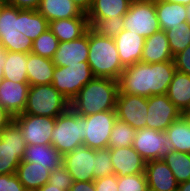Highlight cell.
Listing matches in <instances>:
<instances>
[{
  "instance_id": "obj_1",
  "label": "cell",
  "mask_w": 190,
  "mask_h": 191,
  "mask_svg": "<svg viewBox=\"0 0 190 191\" xmlns=\"http://www.w3.org/2000/svg\"><path fill=\"white\" fill-rule=\"evenodd\" d=\"M176 72L173 60L160 63L138 62L124 67L118 79L119 92L150 97L167 93Z\"/></svg>"
},
{
  "instance_id": "obj_2",
  "label": "cell",
  "mask_w": 190,
  "mask_h": 191,
  "mask_svg": "<svg viewBox=\"0 0 190 191\" xmlns=\"http://www.w3.org/2000/svg\"><path fill=\"white\" fill-rule=\"evenodd\" d=\"M118 80L94 77L70 101V107L81 116L115 110Z\"/></svg>"
},
{
  "instance_id": "obj_3",
  "label": "cell",
  "mask_w": 190,
  "mask_h": 191,
  "mask_svg": "<svg viewBox=\"0 0 190 191\" xmlns=\"http://www.w3.org/2000/svg\"><path fill=\"white\" fill-rule=\"evenodd\" d=\"M87 62L95 77L118 80L124 70L114 39L99 36L90 28Z\"/></svg>"
},
{
  "instance_id": "obj_4",
  "label": "cell",
  "mask_w": 190,
  "mask_h": 191,
  "mask_svg": "<svg viewBox=\"0 0 190 191\" xmlns=\"http://www.w3.org/2000/svg\"><path fill=\"white\" fill-rule=\"evenodd\" d=\"M85 117L77 114L71 107L56 117L51 135V145L61 154L84 146Z\"/></svg>"
},
{
  "instance_id": "obj_5",
  "label": "cell",
  "mask_w": 190,
  "mask_h": 191,
  "mask_svg": "<svg viewBox=\"0 0 190 191\" xmlns=\"http://www.w3.org/2000/svg\"><path fill=\"white\" fill-rule=\"evenodd\" d=\"M70 107V101L52 84L30 86L27 104L22 114L57 117Z\"/></svg>"
},
{
  "instance_id": "obj_6",
  "label": "cell",
  "mask_w": 190,
  "mask_h": 191,
  "mask_svg": "<svg viewBox=\"0 0 190 191\" xmlns=\"http://www.w3.org/2000/svg\"><path fill=\"white\" fill-rule=\"evenodd\" d=\"M123 19L124 29L144 38L160 30L155 0H132Z\"/></svg>"
},
{
  "instance_id": "obj_7",
  "label": "cell",
  "mask_w": 190,
  "mask_h": 191,
  "mask_svg": "<svg viewBox=\"0 0 190 191\" xmlns=\"http://www.w3.org/2000/svg\"><path fill=\"white\" fill-rule=\"evenodd\" d=\"M95 76L87 61L79 62L66 67H55L52 86L71 101L84 85Z\"/></svg>"
},
{
  "instance_id": "obj_8",
  "label": "cell",
  "mask_w": 190,
  "mask_h": 191,
  "mask_svg": "<svg viewBox=\"0 0 190 191\" xmlns=\"http://www.w3.org/2000/svg\"><path fill=\"white\" fill-rule=\"evenodd\" d=\"M25 149L20 128L12 121L0 132V174H15Z\"/></svg>"
},
{
  "instance_id": "obj_9",
  "label": "cell",
  "mask_w": 190,
  "mask_h": 191,
  "mask_svg": "<svg viewBox=\"0 0 190 191\" xmlns=\"http://www.w3.org/2000/svg\"><path fill=\"white\" fill-rule=\"evenodd\" d=\"M84 117V146L95 150L107 149L111 131L117 120L116 110H107Z\"/></svg>"
},
{
  "instance_id": "obj_10",
  "label": "cell",
  "mask_w": 190,
  "mask_h": 191,
  "mask_svg": "<svg viewBox=\"0 0 190 191\" xmlns=\"http://www.w3.org/2000/svg\"><path fill=\"white\" fill-rule=\"evenodd\" d=\"M13 122L20 128L26 145L51 144L56 117L19 114Z\"/></svg>"
},
{
  "instance_id": "obj_11",
  "label": "cell",
  "mask_w": 190,
  "mask_h": 191,
  "mask_svg": "<svg viewBox=\"0 0 190 191\" xmlns=\"http://www.w3.org/2000/svg\"><path fill=\"white\" fill-rule=\"evenodd\" d=\"M132 146L146 162L163 159L172 151L165 131L147 127L136 131Z\"/></svg>"
},
{
  "instance_id": "obj_12",
  "label": "cell",
  "mask_w": 190,
  "mask_h": 191,
  "mask_svg": "<svg viewBox=\"0 0 190 191\" xmlns=\"http://www.w3.org/2000/svg\"><path fill=\"white\" fill-rule=\"evenodd\" d=\"M147 109L146 97L118 92L115 108L117 119L126 122L135 130L146 127Z\"/></svg>"
},
{
  "instance_id": "obj_13",
  "label": "cell",
  "mask_w": 190,
  "mask_h": 191,
  "mask_svg": "<svg viewBox=\"0 0 190 191\" xmlns=\"http://www.w3.org/2000/svg\"><path fill=\"white\" fill-rule=\"evenodd\" d=\"M148 99L146 127L166 131L181 117V111L169 100L166 94L152 95Z\"/></svg>"
},
{
  "instance_id": "obj_14",
  "label": "cell",
  "mask_w": 190,
  "mask_h": 191,
  "mask_svg": "<svg viewBox=\"0 0 190 191\" xmlns=\"http://www.w3.org/2000/svg\"><path fill=\"white\" fill-rule=\"evenodd\" d=\"M62 164L73 181H94L95 149L81 146L63 155Z\"/></svg>"
},
{
  "instance_id": "obj_15",
  "label": "cell",
  "mask_w": 190,
  "mask_h": 191,
  "mask_svg": "<svg viewBox=\"0 0 190 191\" xmlns=\"http://www.w3.org/2000/svg\"><path fill=\"white\" fill-rule=\"evenodd\" d=\"M89 29L80 38L72 41L59 42L53 63L57 67H66L79 62L88 61Z\"/></svg>"
},
{
  "instance_id": "obj_16",
  "label": "cell",
  "mask_w": 190,
  "mask_h": 191,
  "mask_svg": "<svg viewBox=\"0 0 190 191\" xmlns=\"http://www.w3.org/2000/svg\"><path fill=\"white\" fill-rule=\"evenodd\" d=\"M29 83L3 79L0 83V105L13 117L22 114L27 104Z\"/></svg>"
},
{
  "instance_id": "obj_17",
  "label": "cell",
  "mask_w": 190,
  "mask_h": 191,
  "mask_svg": "<svg viewBox=\"0 0 190 191\" xmlns=\"http://www.w3.org/2000/svg\"><path fill=\"white\" fill-rule=\"evenodd\" d=\"M110 153L114 174L117 177L145 173L146 161L133 146L110 148Z\"/></svg>"
},
{
  "instance_id": "obj_18",
  "label": "cell",
  "mask_w": 190,
  "mask_h": 191,
  "mask_svg": "<svg viewBox=\"0 0 190 191\" xmlns=\"http://www.w3.org/2000/svg\"><path fill=\"white\" fill-rule=\"evenodd\" d=\"M149 191H177L179 183L172 170L162 160H150L145 165Z\"/></svg>"
},
{
  "instance_id": "obj_19",
  "label": "cell",
  "mask_w": 190,
  "mask_h": 191,
  "mask_svg": "<svg viewBox=\"0 0 190 191\" xmlns=\"http://www.w3.org/2000/svg\"><path fill=\"white\" fill-rule=\"evenodd\" d=\"M114 41L123 67L141 62L142 51L145 44L144 37L123 29L114 38Z\"/></svg>"
},
{
  "instance_id": "obj_20",
  "label": "cell",
  "mask_w": 190,
  "mask_h": 191,
  "mask_svg": "<svg viewBox=\"0 0 190 191\" xmlns=\"http://www.w3.org/2000/svg\"><path fill=\"white\" fill-rule=\"evenodd\" d=\"M49 29L59 42L76 40L89 29L88 18L83 12L79 17L54 20L49 22Z\"/></svg>"
},
{
  "instance_id": "obj_21",
  "label": "cell",
  "mask_w": 190,
  "mask_h": 191,
  "mask_svg": "<svg viewBox=\"0 0 190 191\" xmlns=\"http://www.w3.org/2000/svg\"><path fill=\"white\" fill-rule=\"evenodd\" d=\"M169 60H173V55L165 31L160 29L145 38L141 62L153 64Z\"/></svg>"
},
{
  "instance_id": "obj_22",
  "label": "cell",
  "mask_w": 190,
  "mask_h": 191,
  "mask_svg": "<svg viewBox=\"0 0 190 191\" xmlns=\"http://www.w3.org/2000/svg\"><path fill=\"white\" fill-rule=\"evenodd\" d=\"M55 67L52 59L28 53L26 68L29 85L52 84Z\"/></svg>"
},
{
  "instance_id": "obj_23",
  "label": "cell",
  "mask_w": 190,
  "mask_h": 191,
  "mask_svg": "<svg viewBox=\"0 0 190 191\" xmlns=\"http://www.w3.org/2000/svg\"><path fill=\"white\" fill-rule=\"evenodd\" d=\"M50 172L47 166L21 161L15 174L27 191H34L48 182Z\"/></svg>"
},
{
  "instance_id": "obj_24",
  "label": "cell",
  "mask_w": 190,
  "mask_h": 191,
  "mask_svg": "<svg viewBox=\"0 0 190 191\" xmlns=\"http://www.w3.org/2000/svg\"><path fill=\"white\" fill-rule=\"evenodd\" d=\"M61 155L51 144L26 145L22 161L36 162L40 166H47L50 171L62 164Z\"/></svg>"
},
{
  "instance_id": "obj_25",
  "label": "cell",
  "mask_w": 190,
  "mask_h": 191,
  "mask_svg": "<svg viewBox=\"0 0 190 191\" xmlns=\"http://www.w3.org/2000/svg\"><path fill=\"white\" fill-rule=\"evenodd\" d=\"M48 22L79 17L83 11L71 0H41L37 8Z\"/></svg>"
},
{
  "instance_id": "obj_26",
  "label": "cell",
  "mask_w": 190,
  "mask_h": 191,
  "mask_svg": "<svg viewBox=\"0 0 190 191\" xmlns=\"http://www.w3.org/2000/svg\"><path fill=\"white\" fill-rule=\"evenodd\" d=\"M49 29V22L37 10L18 9V31L35 40Z\"/></svg>"
},
{
  "instance_id": "obj_27",
  "label": "cell",
  "mask_w": 190,
  "mask_h": 191,
  "mask_svg": "<svg viewBox=\"0 0 190 191\" xmlns=\"http://www.w3.org/2000/svg\"><path fill=\"white\" fill-rule=\"evenodd\" d=\"M155 8L160 29L163 31H167L187 20L186 5L155 1Z\"/></svg>"
},
{
  "instance_id": "obj_28",
  "label": "cell",
  "mask_w": 190,
  "mask_h": 191,
  "mask_svg": "<svg viewBox=\"0 0 190 191\" xmlns=\"http://www.w3.org/2000/svg\"><path fill=\"white\" fill-rule=\"evenodd\" d=\"M132 0H93L86 13L88 19H107L124 16Z\"/></svg>"
},
{
  "instance_id": "obj_29",
  "label": "cell",
  "mask_w": 190,
  "mask_h": 191,
  "mask_svg": "<svg viewBox=\"0 0 190 191\" xmlns=\"http://www.w3.org/2000/svg\"><path fill=\"white\" fill-rule=\"evenodd\" d=\"M166 95L181 112L190 108V76L176 71Z\"/></svg>"
},
{
  "instance_id": "obj_30",
  "label": "cell",
  "mask_w": 190,
  "mask_h": 191,
  "mask_svg": "<svg viewBox=\"0 0 190 191\" xmlns=\"http://www.w3.org/2000/svg\"><path fill=\"white\" fill-rule=\"evenodd\" d=\"M27 56L28 53L7 51V57L3 65L4 79L13 82L28 83Z\"/></svg>"
},
{
  "instance_id": "obj_31",
  "label": "cell",
  "mask_w": 190,
  "mask_h": 191,
  "mask_svg": "<svg viewBox=\"0 0 190 191\" xmlns=\"http://www.w3.org/2000/svg\"><path fill=\"white\" fill-rule=\"evenodd\" d=\"M165 134L173 151L190 154V127L182 117L175 120Z\"/></svg>"
},
{
  "instance_id": "obj_32",
  "label": "cell",
  "mask_w": 190,
  "mask_h": 191,
  "mask_svg": "<svg viewBox=\"0 0 190 191\" xmlns=\"http://www.w3.org/2000/svg\"><path fill=\"white\" fill-rule=\"evenodd\" d=\"M172 170L178 183L190 180V154L171 151L162 159Z\"/></svg>"
},
{
  "instance_id": "obj_33",
  "label": "cell",
  "mask_w": 190,
  "mask_h": 191,
  "mask_svg": "<svg viewBox=\"0 0 190 191\" xmlns=\"http://www.w3.org/2000/svg\"><path fill=\"white\" fill-rule=\"evenodd\" d=\"M166 32L173 57L190 45V24L182 22Z\"/></svg>"
},
{
  "instance_id": "obj_34",
  "label": "cell",
  "mask_w": 190,
  "mask_h": 191,
  "mask_svg": "<svg viewBox=\"0 0 190 191\" xmlns=\"http://www.w3.org/2000/svg\"><path fill=\"white\" fill-rule=\"evenodd\" d=\"M136 131L126 122L117 119L109 137L108 148L132 146Z\"/></svg>"
},
{
  "instance_id": "obj_35",
  "label": "cell",
  "mask_w": 190,
  "mask_h": 191,
  "mask_svg": "<svg viewBox=\"0 0 190 191\" xmlns=\"http://www.w3.org/2000/svg\"><path fill=\"white\" fill-rule=\"evenodd\" d=\"M89 28L99 36L115 38L124 29L123 16L114 19H88Z\"/></svg>"
},
{
  "instance_id": "obj_36",
  "label": "cell",
  "mask_w": 190,
  "mask_h": 191,
  "mask_svg": "<svg viewBox=\"0 0 190 191\" xmlns=\"http://www.w3.org/2000/svg\"><path fill=\"white\" fill-rule=\"evenodd\" d=\"M58 45L59 40L57 37L50 29H47L33 41L31 53L48 59H53L55 51L58 49Z\"/></svg>"
},
{
  "instance_id": "obj_37",
  "label": "cell",
  "mask_w": 190,
  "mask_h": 191,
  "mask_svg": "<svg viewBox=\"0 0 190 191\" xmlns=\"http://www.w3.org/2000/svg\"><path fill=\"white\" fill-rule=\"evenodd\" d=\"M17 29L18 8L5 3L0 11V36L22 35Z\"/></svg>"
},
{
  "instance_id": "obj_38",
  "label": "cell",
  "mask_w": 190,
  "mask_h": 191,
  "mask_svg": "<svg viewBox=\"0 0 190 191\" xmlns=\"http://www.w3.org/2000/svg\"><path fill=\"white\" fill-rule=\"evenodd\" d=\"M0 45L7 51L31 53L33 40L22 35L0 36Z\"/></svg>"
},
{
  "instance_id": "obj_39",
  "label": "cell",
  "mask_w": 190,
  "mask_h": 191,
  "mask_svg": "<svg viewBox=\"0 0 190 191\" xmlns=\"http://www.w3.org/2000/svg\"><path fill=\"white\" fill-rule=\"evenodd\" d=\"M114 174L110 148L95 150V168L93 169L94 180Z\"/></svg>"
},
{
  "instance_id": "obj_40",
  "label": "cell",
  "mask_w": 190,
  "mask_h": 191,
  "mask_svg": "<svg viewBox=\"0 0 190 191\" xmlns=\"http://www.w3.org/2000/svg\"><path fill=\"white\" fill-rule=\"evenodd\" d=\"M118 191H149L145 173L118 177Z\"/></svg>"
},
{
  "instance_id": "obj_41",
  "label": "cell",
  "mask_w": 190,
  "mask_h": 191,
  "mask_svg": "<svg viewBox=\"0 0 190 191\" xmlns=\"http://www.w3.org/2000/svg\"><path fill=\"white\" fill-rule=\"evenodd\" d=\"M73 178L66 169V167L61 164L58 168H55L50 172L48 183L55 185L62 190L69 191L70 187L73 184Z\"/></svg>"
},
{
  "instance_id": "obj_42",
  "label": "cell",
  "mask_w": 190,
  "mask_h": 191,
  "mask_svg": "<svg viewBox=\"0 0 190 191\" xmlns=\"http://www.w3.org/2000/svg\"><path fill=\"white\" fill-rule=\"evenodd\" d=\"M0 191H27L16 174H0Z\"/></svg>"
},
{
  "instance_id": "obj_43",
  "label": "cell",
  "mask_w": 190,
  "mask_h": 191,
  "mask_svg": "<svg viewBox=\"0 0 190 191\" xmlns=\"http://www.w3.org/2000/svg\"><path fill=\"white\" fill-rule=\"evenodd\" d=\"M176 71L190 76V45L173 57Z\"/></svg>"
},
{
  "instance_id": "obj_44",
  "label": "cell",
  "mask_w": 190,
  "mask_h": 191,
  "mask_svg": "<svg viewBox=\"0 0 190 191\" xmlns=\"http://www.w3.org/2000/svg\"><path fill=\"white\" fill-rule=\"evenodd\" d=\"M96 191H118V177L115 174L94 180Z\"/></svg>"
},
{
  "instance_id": "obj_45",
  "label": "cell",
  "mask_w": 190,
  "mask_h": 191,
  "mask_svg": "<svg viewBox=\"0 0 190 191\" xmlns=\"http://www.w3.org/2000/svg\"><path fill=\"white\" fill-rule=\"evenodd\" d=\"M41 0H5L6 4L18 9L37 10Z\"/></svg>"
},
{
  "instance_id": "obj_46",
  "label": "cell",
  "mask_w": 190,
  "mask_h": 191,
  "mask_svg": "<svg viewBox=\"0 0 190 191\" xmlns=\"http://www.w3.org/2000/svg\"><path fill=\"white\" fill-rule=\"evenodd\" d=\"M69 191H96L94 181H74Z\"/></svg>"
},
{
  "instance_id": "obj_47",
  "label": "cell",
  "mask_w": 190,
  "mask_h": 191,
  "mask_svg": "<svg viewBox=\"0 0 190 191\" xmlns=\"http://www.w3.org/2000/svg\"><path fill=\"white\" fill-rule=\"evenodd\" d=\"M13 121V116L0 105V132Z\"/></svg>"
},
{
  "instance_id": "obj_48",
  "label": "cell",
  "mask_w": 190,
  "mask_h": 191,
  "mask_svg": "<svg viewBox=\"0 0 190 191\" xmlns=\"http://www.w3.org/2000/svg\"><path fill=\"white\" fill-rule=\"evenodd\" d=\"M76 4L84 13H87L91 7L93 0H71Z\"/></svg>"
},
{
  "instance_id": "obj_49",
  "label": "cell",
  "mask_w": 190,
  "mask_h": 191,
  "mask_svg": "<svg viewBox=\"0 0 190 191\" xmlns=\"http://www.w3.org/2000/svg\"><path fill=\"white\" fill-rule=\"evenodd\" d=\"M6 57H7V50L0 45V83L4 79V76H3V65L5 63Z\"/></svg>"
},
{
  "instance_id": "obj_50",
  "label": "cell",
  "mask_w": 190,
  "mask_h": 191,
  "mask_svg": "<svg viewBox=\"0 0 190 191\" xmlns=\"http://www.w3.org/2000/svg\"><path fill=\"white\" fill-rule=\"evenodd\" d=\"M34 191H67V190H62L59 187H57L55 185L53 186L47 182L44 186H42L41 188L36 189Z\"/></svg>"
},
{
  "instance_id": "obj_51",
  "label": "cell",
  "mask_w": 190,
  "mask_h": 191,
  "mask_svg": "<svg viewBox=\"0 0 190 191\" xmlns=\"http://www.w3.org/2000/svg\"><path fill=\"white\" fill-rule=\"evenodd\" d=\"M181 117L187 123V125L190 127V108L183 110L181 112Z\"/></svg>"
},
{
  "instance_id": "obj_52",
  "label": "cell",
  "mask_w": 190,
  "mask_h": 191,
  "mask_svg": "<svg viewBox=\"0 0 190 191\" xmlns=\"http://www.w3.org/2000/svg\"><path fill=\"white\" fill-rule=\"evenodd\" d=\"M177 191H190V180L179 183Z\"/></svg>"
},
{
  "instance_id": "obj_53",
  "label": "cell",
  "mask_w": 190,
  "mask_h": 191,
  "mask_svg": "<svg viewBox=\"0 0 190 191\" xmlns=\"http://www.w3.org/2000/svg\"><path fill=\"white\" fill-rule=\"evenodd\" d=\"M155 1H165L168 3H178V4H183V5L190 4V0H155Z\"/></svg>"
},
{
  "instance_id": "obj_54",
  "label": "cell",
  "mask_w": 190,
  "mask_h": 191,
  "mask_svg": "<svg viewBox=\"0 0 190 191\" xmlns=\"http://www.w3.org/2000/svg\"><path fill=\"white\" fill-rule=\"evenodd\" d=\"M187 20L186 22L190 24V4L186 5Z\"/></svg>"
},
{
  "instance_id": "obj_55",
  "label": "cell",
  "mask_w": 190,
  "mask_h": 191,
  "mask_svg": "<svg viewBox=\"0 0 190 191\" xmlns=\"http://www.w3.org/2000/svg\"><path fill=\"white\" fill-rule=\"evenodd\" d=\"M5 3H6L5 0H0V11H1V9L4 6Z\"/></svg>"
}]
</instances>
